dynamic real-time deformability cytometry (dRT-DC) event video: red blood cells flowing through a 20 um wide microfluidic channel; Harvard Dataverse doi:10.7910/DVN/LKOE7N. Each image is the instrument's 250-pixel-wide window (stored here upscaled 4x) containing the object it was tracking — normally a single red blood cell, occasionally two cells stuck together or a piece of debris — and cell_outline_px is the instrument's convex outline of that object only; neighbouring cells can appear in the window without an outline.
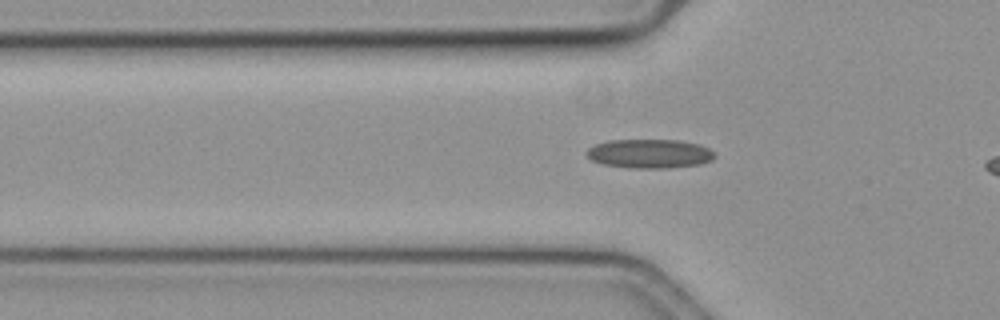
{"species": "common noctule bat (a hibernating species)", "species_latin": "Nyctalus noctula", "temperature_condition": "cold", "stored_images_in_passage": 12, "camera_frame_rate_fps": 3000, "um_per_image_px": 0.085, "animal": {"sex": "female", "body_mass_g": 19.3, "forearm_length_mm": 54.1}, "frame": {"image": 1, "passage_image": 9, "time_ms": 2.667, "image_size_px": [1000, 320], "cell_outline_px": [[716, 156], [712, 160], [700, 164], [668, 168], [628, 168], [604, 164], [592, 160], [584, 152], [588, 148], [596, 144], [608, 140], [676, 140], [700, 144], [708, 148]], "centroid_in_image_um": [55.2, 13.06], "position_along_channel_um": 70.6, "area_um2": 21.68}}